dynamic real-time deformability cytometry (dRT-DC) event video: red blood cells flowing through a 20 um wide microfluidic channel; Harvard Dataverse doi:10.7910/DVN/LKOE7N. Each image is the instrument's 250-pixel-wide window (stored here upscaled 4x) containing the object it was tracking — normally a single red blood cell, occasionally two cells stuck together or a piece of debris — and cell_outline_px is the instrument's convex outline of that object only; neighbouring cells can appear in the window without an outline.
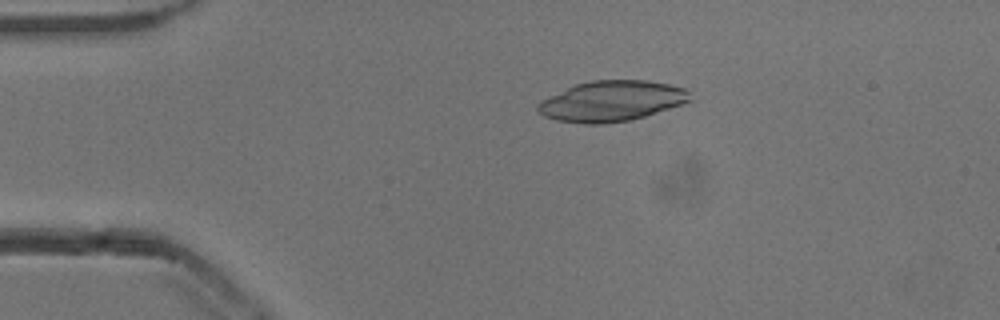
{"species": "common noctule bat (a hibernating species)", "species_latin": "Nyctalus noctula", "temperature_condition": "cold", "stored_images_in_passage": 52, "camera_frame_rate_fps": 3000, "um_per_image_px": 0.085, "animal": {"sex": "male", "body_mass_g": 13.3}, "frame": {"image": 1, "passage_image": 10, "time_ms": 3.0, "image_size_px": [1000, 320], "cell_outline_px": [[692, 100], [644, 116], [628, 120], [604, 124], [584, 124], [556, 120], [544, 116], [536, 108], [536, 104], [540, 100], [576, 84], [592, 80], [644, 80], [668, 84], [684, 88], [688, 92]], "centroid_in_image_um": [51.93, 8.59], "position_along_channel_um": 33.1, "area_um2": 35.6}}